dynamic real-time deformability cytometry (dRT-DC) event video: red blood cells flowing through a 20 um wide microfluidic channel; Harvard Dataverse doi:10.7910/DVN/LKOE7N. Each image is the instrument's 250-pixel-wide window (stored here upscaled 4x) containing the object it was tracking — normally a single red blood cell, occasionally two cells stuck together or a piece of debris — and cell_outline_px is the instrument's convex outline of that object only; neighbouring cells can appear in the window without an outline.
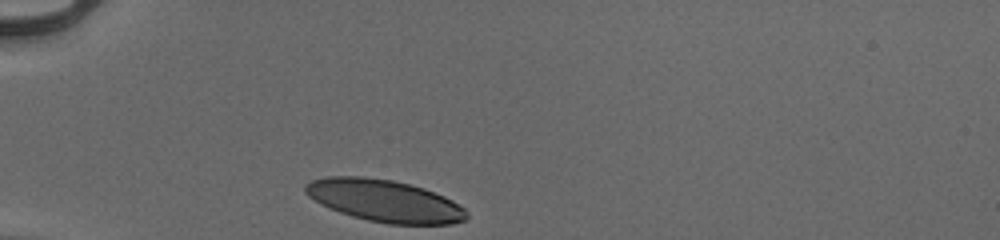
{"species": "human", "species_latin": "Homo sapiens", "temperature_condition": "cold", "stored_images_in_passage": 29, "camera_frame_rate_fps": 3000, "um_per_image_px": 0.085, "donor": {"sex": "male"}, "frame": {"image": 1, "passage_image": 1, "time_ms": 0.0, "image_size_px": [1000, 240], "cell_outline_px": [[468, 220], [452, 224], [388, 224], [368, 220], [352, 216], [328, 208], [320, 204], [308, 196], [304, 192], [304, 184], [312, 180], [328, 176], [360, 176], [392, 180], [424, 188], [444, 196], [452, 200], [464, 208], [468, 212]], "centroid_in_image_um": [32.68, 17.07], "position_along_channel_um": 52.3, "area_um2": 39.71}}
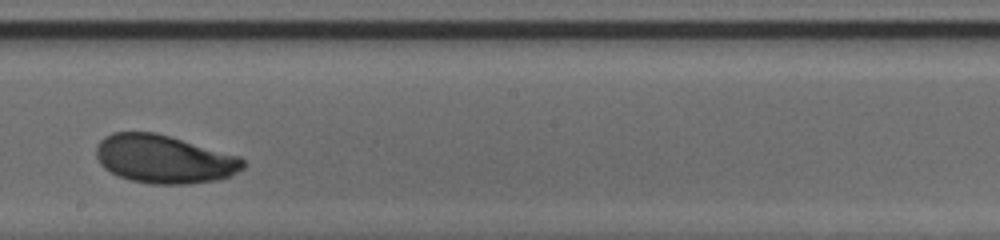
{"frame": {"image": 2, "passage_image": 17, "time_ms": 5.333, "image_size_px": [1000, 240], "cell_outline_px": [[244, 168], [228, 176], [216, 180], [192, 184], [152, 184], [132, 180], [120, 176], [104, 168], [100, 164], [96, 156], [96, 144], [104, 136], [112, 132], [156, 132], [240, 156], [244, 160]], "centroid_in_image_um": [13.93, 13.51], "position_along_channel_um": 234.3, "area_um2": 41.33}}
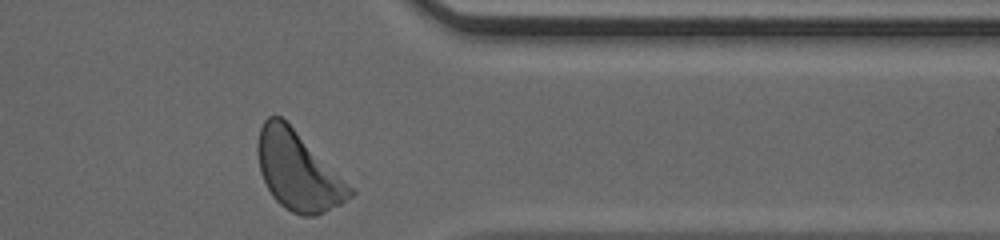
{"frame": {"image": 3, "passage_image": 29, "time_ms": 9.333, "image_size_px": [1000, 240], "cell_outline_px": [[356, 192], [352, 196], [340, 204], [316, 216], [304, 216], [292, 212], [284, 208], [272, 196], [260, 172], [256, 152], [256, 144], [260, 128], [264, 120], [268, 116], [280, 116]], "centroid_in_image_um": [25.28, 14.55], "position_along_channel_um": 386.1, "area_um2": 41.38}, "authors_computed_cell_mechanics": {"area_um2": 40.9224, "velocity_mm_per_s": 3.9179, "shape_relaxation_time_tau1_ms": 3.9574, "shape_relaxation_time_tau2_ms": null, "deformation_change_tau1": 0.1735, "deformation_change_tau2": null}}